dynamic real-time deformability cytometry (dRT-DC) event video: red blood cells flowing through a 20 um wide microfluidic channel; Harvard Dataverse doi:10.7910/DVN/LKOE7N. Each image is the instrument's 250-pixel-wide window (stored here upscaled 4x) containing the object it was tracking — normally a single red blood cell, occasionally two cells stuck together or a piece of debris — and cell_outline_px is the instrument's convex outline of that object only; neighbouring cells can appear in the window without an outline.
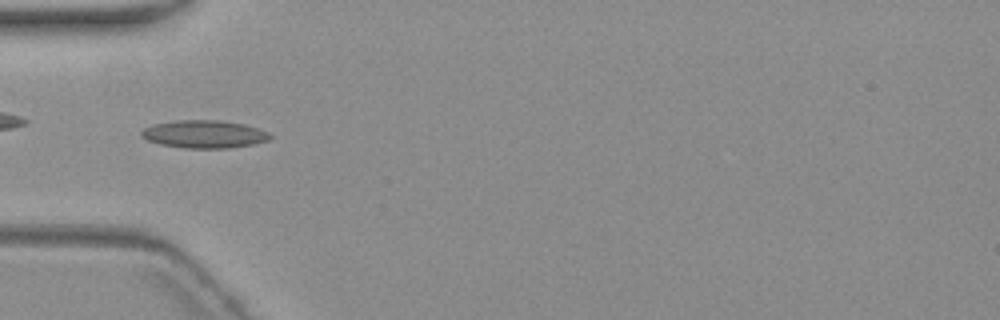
{"species": "common noctule bat (a hibernating species)", "species_latin": "Nyctalus noctula", "temperature_condition": "warm", "stored_images_in_passage": 8, "camera_frame_rate_fps": 3000, "um_per_image_px": 0.085, "animal": {"sex": "female", "body_mass_g": 19.3, "forearm_length_mm": 54.1}, "frame": {"image": 1, "passage_image": 2, "time_ms": 4.0, "image_size_px": [1000, 320], "cell_outline_px": [[272, 136], [268, 140], [252, 144], [228, 148], [184, 148], [160, 144], [144, 140], [140, 136], [140, 132], [144, 128], [152, 124], [176, 120], [220, 120], [244, 124], [268, 132]], "centroid_in_image_um": [17.29, 11.4], "position_along_channel_um": 67.7, "area_um2": 20.92}}
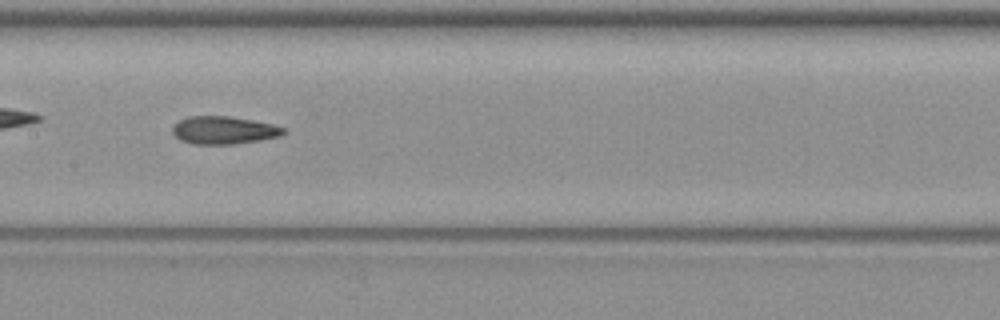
{"frame": {"image": 2, "passage_image": 5, "time_ms": 7.333, "image_size_px": [1000, 320], "cell_outline_px": [[288, 132], [280, 136], [260, 140], [236, 144], [192, 144], [180, 140], [172, 132], [172, 128], [180, 120], [188, 116], [228, 116], [252, 120], [272, 124], [284, 128]], "centroid_in_image_um": [19.04, 11.07], "position_along_channel_um": 188.4, "area_um2": 17.98}}
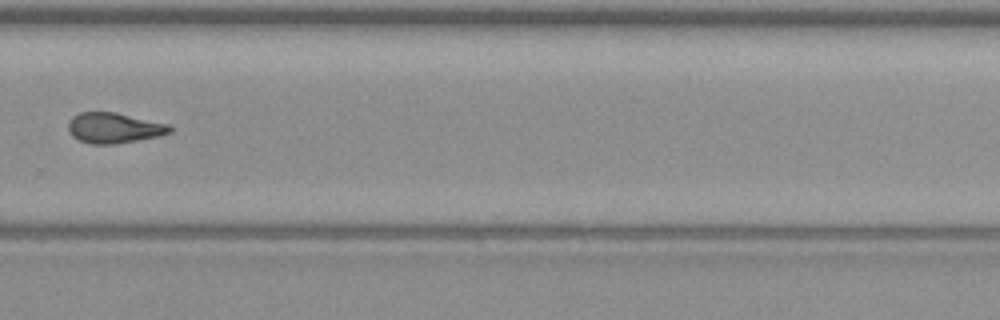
{"frame": {"image": 3, "passage_image": 8, "time_ms": 11.0, "image_size_px": [1000, 320], "cell_outline_px": [[172, 132], [160, 136], [116, 144], [92, 144], [80, 140], [72, 136], [68, 128], [68, 124], [72, 116], [80, 112], [116, 112], [168, 124], [172, 128]], "centroid_in_image_um": [9.7, 10.87], "position_along_channel_um": 320.1, "area_um2": 18.03}}